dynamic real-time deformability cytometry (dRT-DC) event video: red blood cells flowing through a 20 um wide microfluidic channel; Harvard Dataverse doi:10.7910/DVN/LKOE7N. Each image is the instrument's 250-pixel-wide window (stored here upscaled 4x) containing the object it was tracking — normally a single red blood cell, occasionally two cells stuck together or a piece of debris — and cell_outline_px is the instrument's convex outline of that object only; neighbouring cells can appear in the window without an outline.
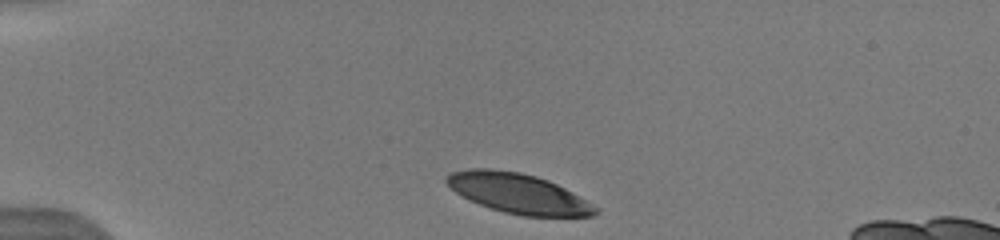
{"species": "human", "species_latin": "Homo sapiens", "temperature_condition": "warm", "stored_images_in_passage": 6, "camera_frame_rate_fps": 3000, "um_per_image_px": 0.085, "donor": {"sex": "male"}, "frame": {"image": 1, "passage_image": 1, "time_ms": 0.0, "image_size_px": [1000, 240], "cell_outline_px": [[600, 212], [592, 216], [524, 216], [504, 212], [480, 204], [456, 192], [444, 180], [452, 172], [468, 168], [492, 168], [520, 172], [536, 176], [548, 180], [572, 192], [600, 208]], "centroid_in_image_um": [44.09, 16.43], "position_along_channel_um": 40.9, "area_um2": 34.33}}